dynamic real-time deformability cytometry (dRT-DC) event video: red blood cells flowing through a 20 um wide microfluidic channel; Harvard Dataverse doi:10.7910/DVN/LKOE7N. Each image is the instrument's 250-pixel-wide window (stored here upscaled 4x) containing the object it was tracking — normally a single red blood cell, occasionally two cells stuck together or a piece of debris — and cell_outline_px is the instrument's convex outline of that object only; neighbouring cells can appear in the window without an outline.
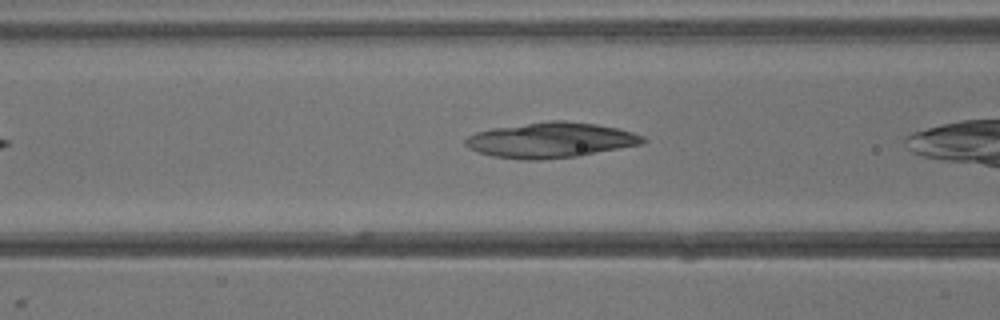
{"species": "common noctule bat (a hibernating species)", "species_latin": "Nyctalus noctula", "temperature_condition": "warm", "stored_images_in_passage": 5, "camera_frame_rate_fps": 3000, "um_per_image_px": 0.085, "animal": {"sex": "male", "body_mass_g": 13.3}, "frame": {"image": 1, "passage_image": 4, "time_ms": 3.667, "image_size_px": [1000, 320], "cell_outline_px": [[648, 140], [644, 144], [576, 156], [540, 160], [528, 160], [492, 156], [468, 148], [464, 144], [464, 140], [468, 136], [476, 132], [492, 128], [548, 120], [564, 120], [596, 124], [616, 128], [632, 132], [644, 136]], "centroid_in_image_um": [46.82, 11.9], "position_along_channel_um": 119.8, "area_um2": 36.59}}